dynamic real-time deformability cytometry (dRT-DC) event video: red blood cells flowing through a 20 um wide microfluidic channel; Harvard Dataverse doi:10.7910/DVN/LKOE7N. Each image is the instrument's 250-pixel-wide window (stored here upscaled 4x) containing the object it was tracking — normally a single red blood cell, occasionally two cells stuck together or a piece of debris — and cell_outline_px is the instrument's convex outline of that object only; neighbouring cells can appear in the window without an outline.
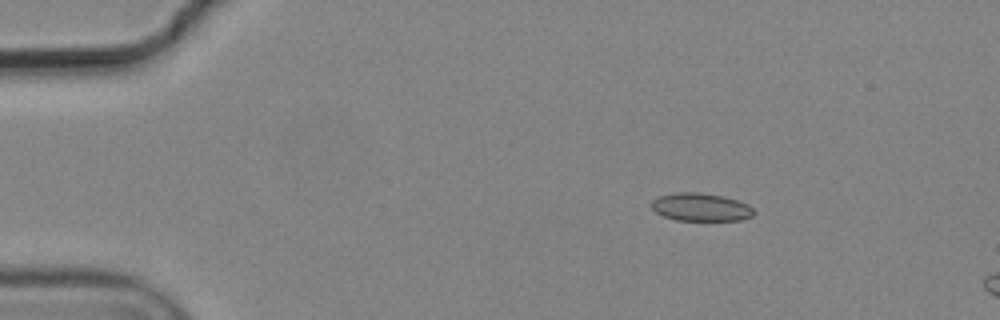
{"species": "common noctule bat (a hibernating species)", "species_latin": "Nyctalus noctula", "temperature_condition": "cold", "stored_images_in_passage": 3, "camera_frame_rate_fps": 3000, "um_per_image_px": 0.085, "animal": {"sex": "male", "body_mass_g": 19.2, "forearm_length_mm": 51.8}, "frame": {"image": 1, "passage_image": 1, "time_ms": 0.0, "image_size_px": [1000, 320], "cell_outline_px": [[756, 212], [752, 216], [740, 220], [676, 220], [664, 216], [656, 212], [652, 208], [652, 200], [660, 196], [676, 192], [700, 192], [724, 196], [748, 204]], "centroid_in_image_um": [59.58, 17.6], "position_along_channel_um": 25.4, "area_um2": 16.65}}